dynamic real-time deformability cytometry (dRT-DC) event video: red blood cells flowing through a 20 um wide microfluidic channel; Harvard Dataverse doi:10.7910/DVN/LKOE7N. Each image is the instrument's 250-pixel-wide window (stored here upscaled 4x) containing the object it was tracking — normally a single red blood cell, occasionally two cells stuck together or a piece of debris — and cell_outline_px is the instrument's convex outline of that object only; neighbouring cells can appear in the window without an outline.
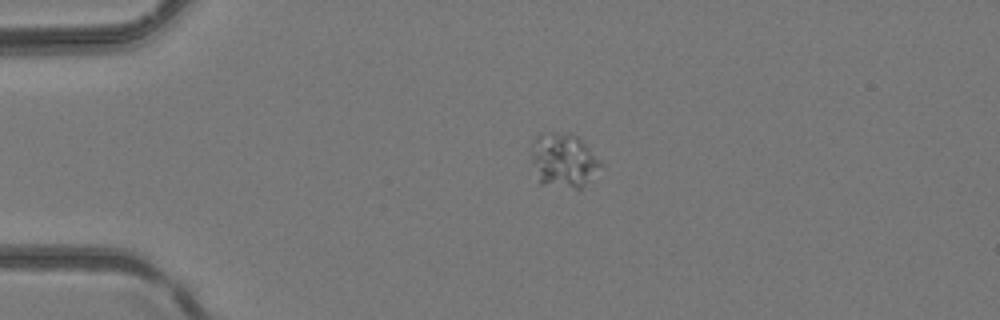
{"species": "common noctule bat (a hibernating species)", "species_latin": "Nyctalus noctula", "temperature_condition": "room temperature", "stored_images_in_passage": 2, "camera_frame_rate_fps": 3000, "um_per_image_px": 0.085, "animal": {"sex": "female", "body_mass_g": 24.6, "forearm_length_mm": 56.2}, "frame": {"image": 1, "passage_image": 1, "time_ms": 0.0, "image_size_px": [1000, 320], "cell_outline_px": [[604, 164], [580, 188], [576, 188], [540, 184], [532, 164], [532, 140], [540, 132], [568, 132], [580, 136]], "centroid_in_image_um": [47.89, 13.57], "position_along_channel_um": 37.1, "area_um2": 22.2}}